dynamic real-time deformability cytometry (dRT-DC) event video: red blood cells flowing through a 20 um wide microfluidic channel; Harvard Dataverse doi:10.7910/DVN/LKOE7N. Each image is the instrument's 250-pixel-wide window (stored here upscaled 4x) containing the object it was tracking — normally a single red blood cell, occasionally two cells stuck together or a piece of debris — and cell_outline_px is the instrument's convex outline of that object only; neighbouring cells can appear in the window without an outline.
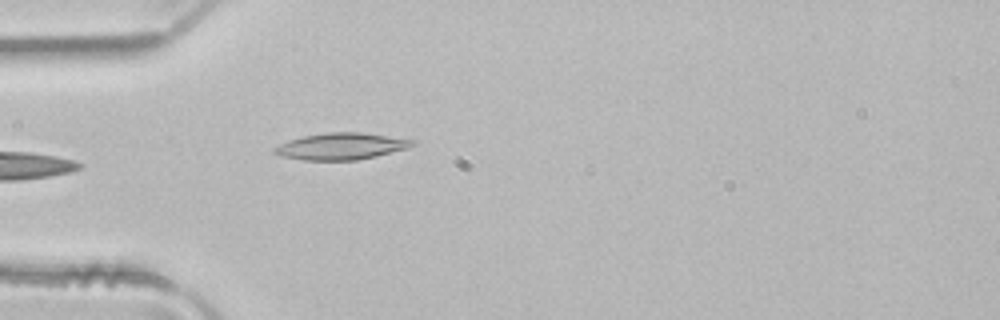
{"species": "common noctule bat (a hibernating species)", "species_latin": "Nyctalus noctula", "temperature_condition": "room temperature", "stored_images_in_passage": 2, "camera_frame_rate_fps": 3000, "um_per_image_px": 0.085, "animal": {"sex": "male", "body_mass_g": 21.5, "forearm_length_mm": 52.0}, "frame": {"image": 1, "passage_image": 2, "time_ms": 0.333, "image_size_px": [1000, 320], "cell_outline_px": [[416, 144], [408, 148], [376, 156], [356, 160], [304, 160], [280, 156], [272, 152], [272, 148], [280, 144], [304, 136], [328, 132], [360, 132], [416, 140]], "centroid_in_image_um": [29.01, 12.44], "position_along_channel_um": 56.0, "area_um2": 21.33}}